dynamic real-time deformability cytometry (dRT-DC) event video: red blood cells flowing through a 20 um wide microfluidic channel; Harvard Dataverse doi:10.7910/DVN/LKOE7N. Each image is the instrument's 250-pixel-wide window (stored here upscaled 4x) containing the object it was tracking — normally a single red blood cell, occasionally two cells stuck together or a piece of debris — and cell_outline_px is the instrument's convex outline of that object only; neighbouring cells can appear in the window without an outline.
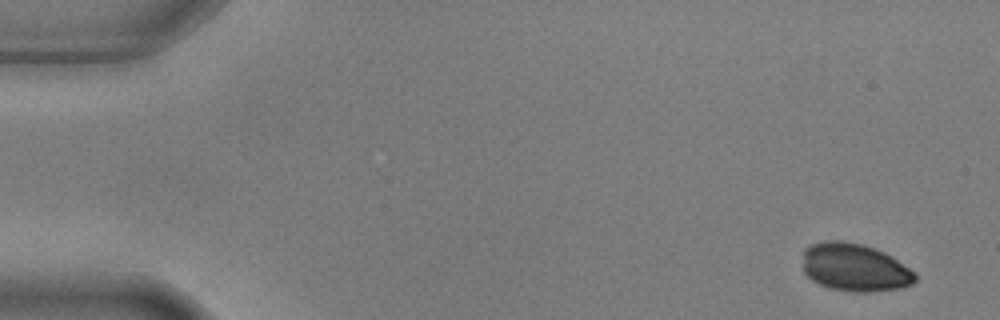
{"species": "common noctule bat (a hibernating species)", "species_latin": "Nyctalus noctula", "temperature_condition": "warm", "stored_images_in_passage": 5, "camera_frame_rate_fps": 3000, "um_per_image_px": 0.085, "animal": {"sex": "male", "body_mass_g": 17.9, "forearm_length_mm": 54.2}, "frame": {"image": 1, "passage_image": 1, "time_ms": 0.0, "image_size_px": [1000, 320], "cell_outline_px": [[916, 280], [912, 284], [900, 288], [868, 292], [852, 292], [832, 288], [820, 284], [812, 280], [804, 272], [804, 248], [812, 244], [828, 240], [840, 240], [864, 244], [876, 248], [892, 256], [916, 272]], "centroid_in_image_um": [72.68, 22.72], "position_along_channel_um": 12.3, "area_um2": 31.5}}